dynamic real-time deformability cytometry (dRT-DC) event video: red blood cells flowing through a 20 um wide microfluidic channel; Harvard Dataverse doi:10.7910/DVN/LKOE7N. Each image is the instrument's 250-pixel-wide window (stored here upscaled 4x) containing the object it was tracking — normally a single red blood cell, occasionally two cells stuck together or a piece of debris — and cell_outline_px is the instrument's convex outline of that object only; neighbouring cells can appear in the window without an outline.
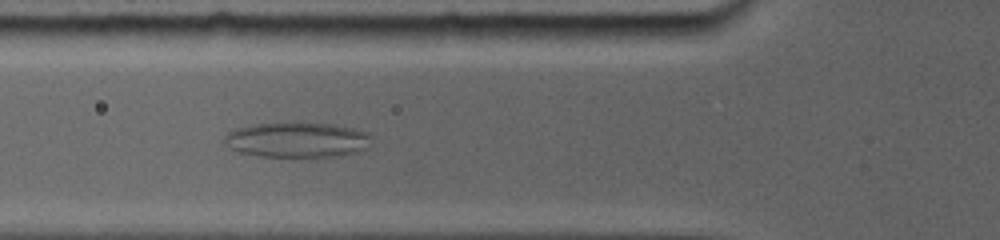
{"species": "common noctule bat (a hibernating species)", "species_latin": "Nyctalus noctula", "temperature_condition": "room temperature", "stored_images_in_passage": 8, "camera_frame_rate_fps": 5000, "um_per_image_px": 0.085, "animal": {"sex": "female", "body_mass_g": 19.0, "forearm_length_mm": 56.7}, "frame": {"image": 1, "passage_image": 7, "time_ms": 5.6, "image_size_px": [1000, 240], "cell_outline_px": [[368, 136], [356, 148], [348, 152], [332, 156], [264, 156], [240, 152], [232, 148], [228, 136], [232, 132], [244, 128], [260, 124], [324, 124], [364, 132]], "centroid_in_image_um": [25.14, 11.9], "position_along_channel_um": 100.7, "area_um2": 26.99}}